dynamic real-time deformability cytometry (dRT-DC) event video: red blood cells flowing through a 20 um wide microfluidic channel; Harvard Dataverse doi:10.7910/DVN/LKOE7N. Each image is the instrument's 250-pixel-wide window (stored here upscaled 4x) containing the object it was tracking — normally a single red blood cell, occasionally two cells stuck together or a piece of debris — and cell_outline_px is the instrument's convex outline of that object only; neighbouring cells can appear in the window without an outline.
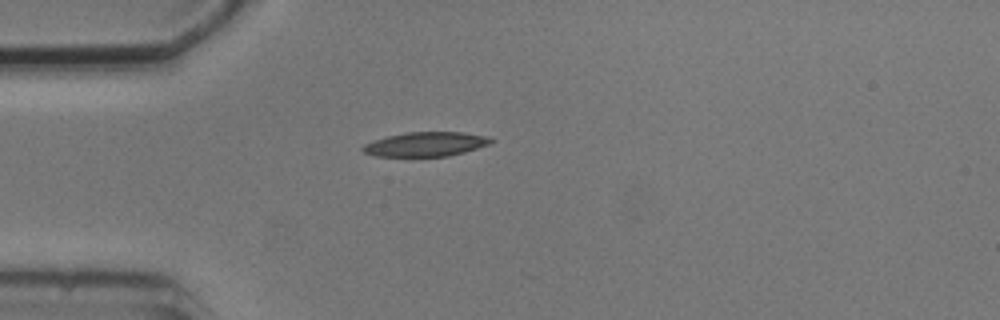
{"species": "common noctule bat (a hibernating species)", "species_latin": "Nyctalus noctula", "temperature_condition": "cold", "stored_images_in_passage": 1, "camera_frame_rate_fps": 3000, "um_per_image_px": 0.085, "animal": {"sex": "male", "body_mass_g": 20.5, "forearm_length_mm": 52.5}, "frame": {"image": 1, "passage_image": 1, "time_ms": 0.0, "image_size_px": [1000, 320], "cell_outline_px": [[496, 140], [488, 144], [464, 152], [448, 156], [376, 156], [364, 152], [360, 148], [364, 144], [388, 136], [404, 132], [464, 132], [488, 136]], "centroid_in_image_um": [36.21, 12.25], "position_along_channel_um": 48.8, "area_um2": 18.09}}